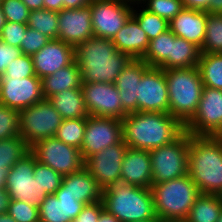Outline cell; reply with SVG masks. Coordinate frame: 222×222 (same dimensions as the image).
<instances>
[{
    "instance_id": "cell-41",
    "label": "cell",
    "mask_w": 222,
    "mask_h": 222,
    "mask_svg": "<svg viewBox=\"0 0 222 222\" xmlns=\"http://www.w3.org/2000/svg\"><path fill=\"white\" fill-rule=\"evenodd\" d=\"M7 213H9L16 222H40L39 208L29 202L11 200Z\"/></svg>"
},
{
    "instance_id": "cell-50",
    "label": "cell",
    "mask_w": 222,
    "mask_h": 222,
    "mask_svg": "<svg viewBox=\"0 0 222 222\" xmlns=\"http://www.w3.org/2000/svg\"><path fill=\"white\" fill-rule=\"evenodd\" d=\"M44 9L60 12L63 10V0H44Z\"/></svg>"
},
{
    "instance_id": "cell-25",
    "label": "cell",
    "mask_w": 222,
    "mask_h": 222,
    "mask_svg": "<svg viewBox=\"0 0 222 222\" xmlns=\"http://www.w3.org/2000/svg\"><path fill=\"white\" fill-rule=\"evenodd\" d=\"M112 42L119 52L129 55L132 59H142L149 46L146 33L132 16L113 37Z\"/></svg>"
},
{
    "instance_id": "cell-27",
    "label": "cell",
    "mask_w": 222,
    "mask_h": 222,
    "mask_svg": "<svg viewBox=\"0 0 222 222\" xmlns=\"http://www.w3.org/2000/svg\"><path fill=\"white\" fill-rule=\"evenodd\" d=\"M62 119L86 118L89 116L82 89H68L48 98Z\"/></svg>"
},
{
    "instance_id": "cell-3",
    "label": "cell",
    "mask_w": 222,
    "mask_h": 222,
    "mask_svg": "<svg viewBox=\"0 0 222 222\" xmlns=\"http://www.w3.org/2000/svg\"><path fill=\"white\" fill-rule=\"evenodd\" d=\"M188 174L201 194L222 192V143L214 136L189 134Z\"/></svg>"
},
{
    "instance_id": "cell-36",
    "label": "cell",
    "mask_w": 222,
    "mask_h": 222,
    "mask_svg": "<svg viewBox=\"0 0 222 222\" xmlns=\"http://www.w3.org/2000/svg\"><path fill=\"white\" fill-rule=\"evenodd\" d=\"M201 54H222V14L208 13Z\"/></svg>"
},
{
    "instance_id": "cell-18",
    "label": "cell",
    "mask_w": 222,
    "mask_h": 222,
    "mask_svg": "<svg viewBox=\"0 0 222 222\" xmlns=\"http://www.w3.org/2000/svg\"><path fill=\"white\" fill-rule=\"evenodd\" d=\"M91 6L58 12V39L76 46L93 37Z\"/></svg>"
},
{
    "instance_id": "cell-17",
    "label": "cell",
    "mask_w": 222,
    "mask_h": 222,
    "mask_svg": "<svg viewBox=\"0 0 222 222\" xmlns=\"http://www.w3.org/2000/svg\"><path fill=\"white\" fill-rule=\"evenodd\" d=\"M44 100L41 79L37 76L0 78V104L21 111Z\"/></svg>"
},
{
    "instance_id": "cell-22",
    "label": "cell",
    "mask_w": 222,
    "mask_h": 222,
    "mask_svg": "<svg viewBox=\"0 0 222 222\" xmlns=\"http://www.w3.org/2000/svg\"><path fill=\"white\" fill-rule=\"evenodd\" d=\"M149 67L142 59H132L115 81L122 107L127 114L137 112L138 84Z\"/></svg>"
},
{
    "instance_id": "cell-21",
    "label": "cell",
    "mask_w": 222,
    "mask_h": 222,
    "mask_svg": "<svg viewBox=\"0 0 222 222\" xmlns=\"http://www.w3.org/2000/svg\"><path fill=\"white\" fill-rule=\"evenodd\" d=\"M206 11L183 8L171 21L169 29L177 36L194 43L200 49L206 35Z\"/></svg>"
},
{
    "instance_id": "cell-20",
    "label": "cell",
    "mask_w": 222,
    "mask_h": 222,
    "mask_svg": "<svg viewBox=\"0 0 222 222\" xmlns=\"http://www.w3.org/2000/svg\"><path fill=\"white\" fill-rule=\"evenodd\" d=\"M121 182L150 189L153 185L149 150L128 147L122 161Z\"/></svg>"
},
{
    "instance_id": "cell-6",
    "label": "cell",
    "mask_w": 222,
    "mask_h": 222,
    "mask_svg": "<svg viewBox=\"0 0 222 222\" xmlns=\"http://www.w3.org/2000/svg\"><path fill=\"white\" fill-rule=\"evenodd\" d=\"M156 218L161 220L184 221L196 198L201 194L189 174L161 183H153Z\"/></svg>"
},
{
    "instance_id": "cell-51",
    "label": "cell",
    "mask_w": 222,
    "mask_h": 222,
    "mask_svg": "<svg viewBox=\"0 0 222 222\" xmlns=\"http://www.w3.org/2000/svg\"><path fill=\"white\" fill-rule=\"evenodd\" d=\"M30 11L44 9V0H21Z\"/></svg>"
},
{
    "instance_id": "cell-59",
    "label": "cell",
    "mask_w": 222,
    "mask_h": 222,
    "mask_svg": "<svg viewBox=\"0 0 222 222\" xmlns=\"http://www.w3.org/2000/svg\"><path fill=\"white\" fill-rule=\"evenodd\" d=\"M217 222H222V211L220 213L219 219L217 220Z\"/></svg>"
},
{
    "instance_id": "cell-49",
    "label": "cell",
    "mask_w": 222,
    "mask_h": 222,
    "mask_svg": "<svg viewBox=\"0 0 222 222\" xmlns=\"http://www.w3.org/2000/svg\"><path fill=\"white\" fill-rule=\"evenodd\" d=\"M91 0H63V9H76L89 6Z\"/></svg>"
},
{
    "instance_id": "cell-30",
    "label": "cell",
    "mask_w": 222,
    "mask_h": 222,
    "mask_svg": "<svg viewBox=\"0 0 222 222\" xmlns=\"http://www.w3.org/2000/svg\"><path fill=\"white\" fill-rule=\"evenodd\" d=\"M222 211V199L217 194H200L183 222H217Z\"/></svg>"
},
{
    "instance_id": "cell-53",
    "label": "cell",
    "mask_w": 222,
    "mask_h": 222,
    "mask_svg": "<svg viewBox=\"0 0 222 222\" xmlns=\"http://www.w3.org/2000/svg\"><path fill=\"white\" fill-rule=\"evenodd\" d=\"M97 222H121L114 215L109 213L105 208L101 211Z\"/></svg>"
},
{
    "instance_id": "cell-23",
    "label": "cell",
    "mask_w": 222,
    "mask_h": 222,
    "mask_svg": "<svg viewBox=\"0 0 222 222\" xmlns=\"http://www.w3.org/2000/svg\"><path fill=\"white\" fill-rule=\"evenodd\" d=\"M85 204L70 194H49L39 207L40 222H71Z\"/></svg>"
},
{
    "instance_id": "cell-39",
    "label": "cell",
    "mask_w": 222,
    "mask_h": 222,
    "mask_svg": "<svg viewBox=\"0 0 222 222\" xmlns=\"http://www.w3.org/2000/svg\"><path fill=\"white\" fill-rule=\"evenodd\" d=\"M19 111L0 104V140L19 136Z\"/></svg>"
},
{
    "instance_id": "cell-43",
    "label": "cell",
    "mask_w": 222,
    "mask_h": 222,
    "mask_svg": "<svg viewBox=\"0 0 222 222\" xmlns=\"http://www.w3.org/2000/svg\"><path fill=\"white\" fill-rule=\"evenodd\" d=\"M49 41L50 39L48 37L39 33L37 30L28 27L24 33V38L21 42L20 49L23 54L33 56Z\"/></svg>"
},
{
    "instance_id": "cell-40",
    "label": "cell",
    "mask_w": 222,
    "mask_h": 222,
    "mask_svg": "<svg viewBox=\"0 0 222 222\" xmlns=\"http://www.w3.org/2000/svg\"><path fill=\"white\" fill-rule=\"evenodd\" d=\"M36 76L34 72L33 58L25 54L14 59L0 78H19Z\"/></svg>"
},
{
    "instance_id": "cell-52",
    "label": "cell",
    "mask_w": 222,
    "mask_h": 222,
    "mask_svg": "<svg viewBox=\"0 0 222 222\" xmlns=\"http://www.w3.org/2000/svg\"><path fill=\"white\" fill-rule=\"evenodd\" d=\"M207 13L222 14V0H211Z\"/></svg>"
},
{
    "instance_id": "cell-57",
    "label": "cell",
    "mask_w": 222,
    "mask_h": 222,
    "mask_svg": "<svg viewBox=\"0 0 222 222\" xmlns=\"http://www.w3.org/2000/svg\"><path fill=\"white\" fill-rule=\"evenodd\" d=\"M159 219L156 218V219H152V220H145V221H140V222H157Z\"/></svg>"
},
{
    "instance_id": "cell-24",
    "label": "cell",
    "mask_w": 222,
    "mask_h": 222,
    "mask_svg": "<svg viewBox=\"0 0 222 222\" xmlns=\"http://www.w3.org/2000/svg\"><path fill=\"white\" fill-rule=\"evenodd\" d=\"M54 194H70L85 205L102 200V189L85 168L63 176L61 186Z\"/></svg>"
},
{
    "instance_id": "cell-46",
    "label": "cell",
    "mask_w": 222,
    "mask_h": 222,
    "mask_svg": "<svg viewBox=\"0 0 222 222\" xmlns=\"http://www.w3.org/2000/svg\"><path fill=\"white\" fill-rule=\"evenodd\" d=\"M104 209L103 201L85 205L78 216L71 222H97Z\"/></svg>"
},
{
    "instance_id": "cell-1",
    "label": "cell",
    "mask_w": 222,
    "mask_h": 222,
    "mask_svg": "<svg viewBox=\"0 0 222 222\" xmlns=\"http://www.w3.org/2000/svg\"><path fill=\"white\" fill-rule=\"evenodd\" d=\"M82 83H115L132 58L116 49L112 40L91 37L74 47Z\"/></svg>"
},
{
    "instance_id": "cell-10",
    "label": "cell",
    "mask_w": 222,
    "mask_h": 222,
    "mask_svg": "<svg viewBox=\"0 0 222 222\" xmlns=\"http://www.w3.org/2000/svg\"><path fill=\"white\" fill-rule=\"evenodd\" d=\"M94 37L112 40L132 16L135 0H91Z\"/></svg>"
},
{
    "instance_id": "cell-11",
    "label": "cell",
    "mask_w": 222,
    "mask_h": 222,
    "mask_svg": "<svg viewBox=\"0 0 222 222\" xmlns=\"http://www.w3.org/2000/svg\"><path fill=\"white\" fill-rule=\"evenodd\" d=\"M35 159L29 152L10 168L6 189L11 200L29 202L39 208L48 194L33 175Z\"/></svg>"
},
{
    "instance_id": "cell-42",
    "label": "cell",
    "mask_w": 222,
    "mask_h": 222,
    "mask_svg": "<svg viewBox=\"0 0 222 222\" xmlns=\"http://www.w3.org/2000/svg\"><path fill=\"white\" fill-rule=\"evenodd\" d=\"M0 5L6 21L28 23L30 10L21 0H1Z\"/></svg>"
},
{
    "instance_id": "cell-32",
    "label": "cell",
    "mask_w": 222,
    "mask_h": 222,
    "mask_svg": "<svg viewBox=\"0 0 222 222\" xmlns=\"http://www.w3.org/2000/svg\"><path fill=\"white\" fill-rule=\"evenodd\" d=\"M197 68L204 87L222 90V54H200Z\"/></svg>"
},
{
    "instance_id": "cell-12",
    "label": "cell",
    "mask_w": 222,
    "mask_h": 222,
    "mask_svg": "<svg viewBox=\"0 0 222 222\" xmlns=\"http://www.w3.org/2000/svg\"><path fill=\"white\" fill-rule=\"evenodd\" d=\"M122 140V121L120 119L89 115L80 151L85 160Z\"/></svg>"
},
{
    "instance_id": "cell-13",
    "label": "cell",
    "mask_w": 222,
    "mask_h": 222,
    "mask_svg": "<svg viewBox=\"0 0 222 222\" xmlns=\"http://www.w3.org/2000/svg\"><path fill=\"white\" fill-rule=\"evenodd\" d=\"M222 127V90L204 87L197 111L185 126L194 136H214Z\"/></svg>"
},
{
    "instance_id": "cell-55",
    "label": "cell",
    "mask_w": 222,
    "mask_h": 222,
    "mask_svg": "<svg viewBox=\"0 0 222 222\" xmlns=\"http://www.w3.org/2000/svg\"><path fill=\"white\" fill-rule=\"evenodd\" d=\"M5 23H6V18H5V15L3 13L2 7L0 5V34L2 32V29L5 25Z\"/></svg>"
},
{
    "instance_id": "cell-14",
    "label": "cell",
    "mask_w": 222,
    "mask_h": 222,
    "mask_svg": "<svg viewBox=\"0 0 222 222\" xmlns=\"http://www.w3.org/2000/svg\"><path fill=\"white\" fill-rule=\"evenodd\" d=\"M127 148L122 140L85 159L84 168L102 190L121 182L122 161Z\"/></svg>"
},
{
    "instance_id": "cell-16",
    "label": "cell",
    "mask_w": 222,
    "mask_h": 222,
    "mask_svg": "<svg viewBox=\"0 0 222 222\" xmlns=\"http://www.w3.org/2000/svg\"><path fill=\"white\" fill-rule=\"evenodd\" d=\"M137 112L169 113L168 86L164 70L149 66L138 84Z\"/></svg>"
},
{
    "instance_id": "cell-28",
    "label": "cell",
    "mask_w": 222,
    "mask_h": 222,
    "mask_svg": "<svg viewBox=\"0 0 222 222\" xmlns=\"http://www.w3.org/2000/svg\"><path fill=\"white\" fill-rule=\"evenodd\" d=\"M29 152L30 147L20 135L0 140V188H6L10 168Z\"/></svg>"
},
{
    "instance_id": "cell-58",
    "label": "cell",
    "mask_w": 222,
    "mask_h": 222,
    "mask_svg": "<svg viewBox=\"0 0 222 222\" xmlns=\"http://www.w3.org/2000/svg\"><path fill=\"white\" fill-rule=\"evenodd\" d=\"M157 222H174V220H161V219H159Z\"/></svg>"
},
{
    "instance_id": "cell-44",
    "label": "cell",
    "mask_w": 222,
    "mask_h": 222,
    "mask_svg": "<svg viewBox=\"0 0 222 222\" xmlns=\"http://www.w3.org/2000/svg\"><path fill=\"white\" fill-rule=\"evenodd\" d=\"M28 28L27 23H16L6 21L0 40L8 45L20 48L21 42L24 38V33Z\"/></svg>"
},
{
    "instance_id": "cell-48",
    "label": "cell",
    "mask_w": 222,
    "mask_h": 222,
    "mask_svg": "<svg viewBox=\"0 0 222 222\" xmlns=\"http://www.w3.org/2000/svg\"><path fill=\"white\" fill-rule=\"evenodd\" d=\"M10 201L7 189L0 188V214L7 213Z\"/></svg>"
},
{
    "instance_id": "cell-45",
    "label": "cell",
    "mask_w": 222,
    "mask_h": 222,
    "mask_svg": "<svg viewBox=\"0 0 222 222\" xmlns=\"http://www.w3.org/2000/svg\"><path fill=\"white\" fill-rule=\"evenodd\" d=\"M22 54L20 48L8 45L0 40V77L4 74L6 67Z\"/></svg>"
},
{
    "instance_id": "cell-9",
    "label": "cell",
    "mask_w": 222,
    "mask_h": 222,
    "mask_svg": "<svg viewBox=\"0 0 222 222\" xmlns=\"http://www.w3.org/2000/svg\"><path fill=\"white\" fill-rule=\"evenodd\" d=\"M30 152L37 162L51 167L62 176L84 168L85 160L80 149L65 144L56 137L38 141L30 147Z\"/></svg>"
},
{
    "instance_id": "cell-34",
    "label": "cell",
    "mask_w": 222,
    "mask_h": 222,
    "mask_svg": "<svg viewBox=\"0 0 222 222\" xmlns=\"http://www.w3.org/2000/svg\"><path fill=\"white\" fill-rule=\"evenodd\" d=\"M28 27L50 40L58 39V12L46 9L30 11Z\"/></svg>"
},
{
    "instance_id": "cell-8",
    "label": "cell",
    "mask_w": 222,
    "mask_h": 222,
    "mask_svg": "<svg viewBox=\"0 0 222 222\" xmlns=\"http://www.w3.org/2000/svg\"><path fill=\"white\" fill-rule=\"evenodd\" d=\"M19 135L29 147L38 141L55 137L62 117L48 99L19 111Z\"/></svg>"
},
{
    "instance_id": "cell-38",
    "label": "cell",
    "mask_w": 222,
    "mask_h": 222,
    "mask_svg": "<svg viewBox=\"0 0 222 222\" xmlns=\"http://www.w3.org/2000/svg\"><path fill=\"white\" fill-rule=\"evenodd\" d=\"M34 177L37 178L41 188H43L46 193L54 194L57 189L61 186L63 176L57 173L51 167L39 163L34 160Z\"/></svg>"
},
{
    "instance_id": "cell-29",
    "label": "cell",
    "mask_w": 222,
    "mask_h": 222,
    "mask_svg": "<svg viewBox=\"0 0 222 222\" xmlns=\"http://www.w3.org/2000/svg\"><path fill=\"white\" fill-rule=\"evenodd\" d=\"M175 37L168 29L150 40L142 60L151 67H159L163 70L170 69V48Z\"/></svg>"
},
{
    "instance_id": "cell-19",
    "label": "cell",
    "mask_w": 222,
    "mask_h": 222,
    "mask_svg": "<svg viewBox=\"0 0 222 222\" xmlns=\"http://www.w3.org/2000/svg\"><path fill=\"white\" fill-rule=\"evenodd\" d=\"M32 58L35 75L42 79L75 61L74 46L59 39L50 40Z\"/></svg>"
},
{
    "instance_id": "cell-33",
    "label": "cell",
    "mask_w": 222,
    "mask_h": 222,
    "mask_svg": "<svg viewBox=\"0 0 222 222\" xmlns=\"http://www.w3.org/2000/svg\"><path fill=\"white\" fill-rule=\"evenodd\" d=\"M135 5H137L138 9L140 5L142 9L137 10L133 7L132 17L146 33L149 41L169 29V22L166 19L149 12L137 0H135Z\"/></svg>"
},
{
    "instance_id": "cell-26",
    "label": "cell",
    "mask_w": 222,
    "mask_h": 222,
    "mask_svg": "<svg viewBox=\"0 0 222 222\" xmlns=\"http://www.w3.org/2000/svg\"><path fill=\"white\" fill-rule=\"evenodd\" d=\"M44 99L68 89H81L80 69L74 61L72 64L57 70L52 75L41 79Z\"/></svg>"
},
{
    "instance_id": "cell-2",
    "label": "cell",
    "mask_w": 222,
    "mask_h": 222,
    "mask_svg": "<svg viewBox=\"0 0 222 222\" xmlns=\"http://www.w3.org/2000/svg\"><path fill=\"white\" fill-rule=\"evenodd\" d=\"M121 121L123 142L133 149L150 151L171 143L185 131L169 113L135 112Z\"/></svg>"
},
{
    "instance_id": "cell-47",
    "label": "cell",
    "mask_w": 222,
    "mask_h": 222,
    "mask_svg": "<svg viewBox=\"0 0 222 222\" xmlns=\"http://www.w3.org/2000/svg\"><path fill=\"white\" fill-rule=\"evenodd\" d=\"M211 0H182L183 7L187 9H197L206 11Z\"/></svg>"
},
{
    "instance_id": "cell-15",
    "label": "cell",
    "mask_w": 222,
    "mask_h": 222,
    "mask_svg": "<svg viewBox=\"0 0 222 222\" xmlns=\"http://www.w3.org/2000/svg\"><path fill=\"white\" fill-rule=\"evenodd\" d=\"M81 89L89 115L120 120L127 115L114 83H82Z\"/></svg>"
},
{
    "instance_id": "cell-7",
    "label": "cell",
    "mask_w": 222,
    "mask_h": 222,
    "mask_svg": "<svg viewBox=\"0 0 222 222\" xmlns=\"http://www.w3.org/2000/svg\"><path fill=\"white\" fill-rule=\"evenodd\" d=\"M153 183H161L188 174L189 133L184 131L167 145L151 149Z\"/></svg>"
},
{
    "instance_id": "cell-56",
    "label": "cell",
    "mask_w": 222,
    "mask_h": 222,
    "mask_svg": "<svg viewBox=\"0 0 222 222\" xmlns=\"http://www.w3.org/2000/svg\"><path fill=\"white\" fill-rule=\"evenodd\" d=\"M214 137L222 143V127L217 131Z\"/></svg>"
},
{
    "instance_id": "cell-54",
    "label": "cell",
    "mask_w": 222,
    "mask_h": 222,
    "mask_svg": "<svg viewBox=\"0 0 222 222\" xmlns=\"http://www.w3.org/2000/svg\"><path fill=\"white\" fill-rule=\"evenodd\" d=\"M0 222H16L9 213L0 214Z\"/></svg>"
},
{
    "instance_id": "cell-4",
    "label": "cell",
    "mask_w": 222,
    "mask_h": 222,
    "mask_svg": "<svg viewBox=\"0 0 222 222\" xmlns=\"http://www.w3.org/2000/svg\"><path fill=\"white\" fill-rule=\"evenodd\" d=\"M169 96V114L184 127L194 117L203 92V82L197 67L164 70Z\"/></svg>"
},
{
    "instance_id": "cell-5",
    "label": "cell",
    "mask_w": 222,
    "mask_h": 222,
    "mask_svg": "<svg viewBox=\"0 0 222 222\" xmlns=\"http://www.w3.org/2000/svg\"><path fill=\"white\" fill-rule=\"evenodd\" d=\"M102 201L121 222L156 219L151 189L119 182L102 190Z\"/></svg>"
},
{
    "instance_id": "cell-37",
    "label": "cell",
    "mask_w": 222,
    "mask_h": 222,
    "mask_svg": "<svg viewBox=\"0 0 222 222\" xmlns=\"http://www.w3.org/2000/svg\"><path fill=\"white\" fill-rule=\"evenodd\" d=\"M143 7L161 18L171 21L184 7L182 0H137Z\"/></svg>"
},
{
    "instance_id": "cell-35",
    "label": "cell",
    "mask_w": 222,
    "mask_h": 222,
    "mask_svg": "<svg viewBox=\"0 0 222 222\" xmlns=\"http://www.w3.org/2000/svg\"><path fill=\"white\" fill-rule=\"evenodd\" d=\"M86 118L63 119L55 137L60 141L81 149L86 128Z\"/></svg>"
},
{
    "instance_id": "cell-31",
    "label": "cell",
    "mask_w": 222,
    "mask_h": 222,
    "mask_svg": "<svg viewBox=\"0 0 222 222\" xmlns=\"http://www.w3.org/2000/svg\"><path fill=\"white\" fill-rule=\"evenodd\" d=\"M201 51L194 43L175 37L170 48V69L197 67Z\"/></svg>"
}]
</instances>
